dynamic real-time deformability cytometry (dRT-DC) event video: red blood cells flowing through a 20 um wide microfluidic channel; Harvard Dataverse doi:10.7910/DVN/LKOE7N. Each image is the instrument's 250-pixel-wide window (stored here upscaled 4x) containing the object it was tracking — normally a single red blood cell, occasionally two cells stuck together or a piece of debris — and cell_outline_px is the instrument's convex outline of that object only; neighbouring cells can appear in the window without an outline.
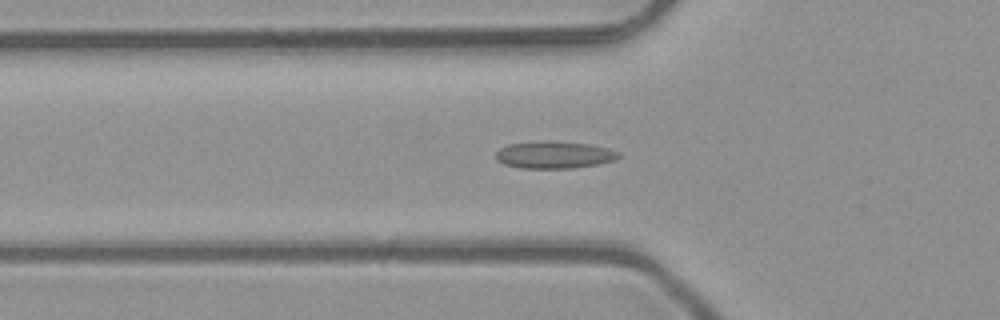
{"species": "common noctule bat (a hibernating species)", "species_latin": "Nyctalus noctula", "temperature_condition": "room temperature", "stored_images_in_passage": 41, "segment_of_instrument_passage": [1, 2], "camera_frame_rate_fps": 3000, "um_per_image_px": 0.085, "animal": {"sex": "male", "body_mass_g": 23.1, "forearm_length_mm": 52.7}, "frame": {"image": 1, "passage_image": 7, "time_ms": 2.0, "image_size_px": [1000, 320], "cell_outline_px": [[620, 156], [616, 160], [596, 164], [572, 168], [520, 168], [504, 164], [496, 160], [496, 152], [500, 148], [508, 144], [548, 140], [592, 144], [608, 148], [620, 152]], "centroid_in_image_um": [47.12, 13.15], "position_along_channel_um": 78.7, "area_um2": 19.59}}
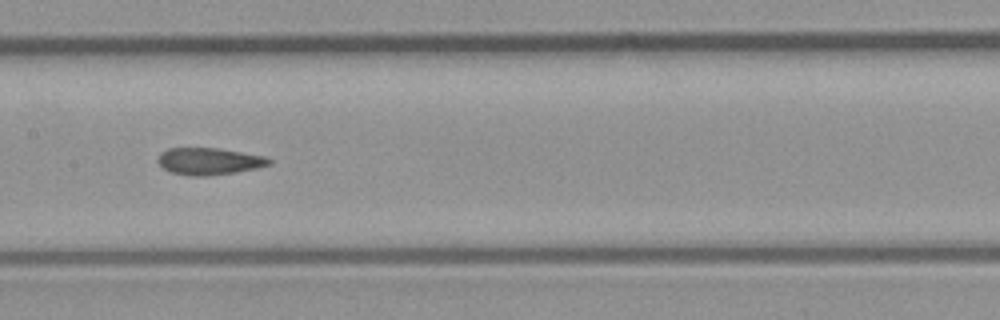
{"frame": {"image": 2, "passage_image": 15, "time_ms": 4.667, "image_size_px": [1000, 320], "cell_outline_px": [[272, 164], [256, 168], [208, 176], [192, 176], [172, 172], [164, 168], [156, 160], [160, 152], [168, 148], [216, 148], [264, 156], [272, 160]], "centroid_in_image_um": [17.75, 13.7], "position_along_channel_um": 189.7, "area_um2": 17.28}}
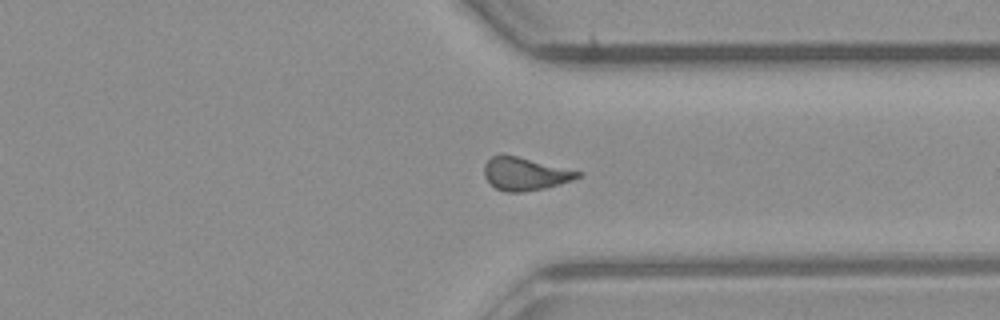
{"frame": {"image": 3, "passage_image": 28, "time_ms": 9.0, "image_size_px": [1000, 320], "cell_outline_px": [[584, 172], [580, 176], [572, 180], [560, 184], [544, 188], [520, 192], [508, 192], [496, 188], [484, 176], [484, 164], [492, 156], [516, 156]], "centroid_in_image_um": [44.65, 14.78], "position_along_channel_um": 366.7, "area_um2": 17.57}}